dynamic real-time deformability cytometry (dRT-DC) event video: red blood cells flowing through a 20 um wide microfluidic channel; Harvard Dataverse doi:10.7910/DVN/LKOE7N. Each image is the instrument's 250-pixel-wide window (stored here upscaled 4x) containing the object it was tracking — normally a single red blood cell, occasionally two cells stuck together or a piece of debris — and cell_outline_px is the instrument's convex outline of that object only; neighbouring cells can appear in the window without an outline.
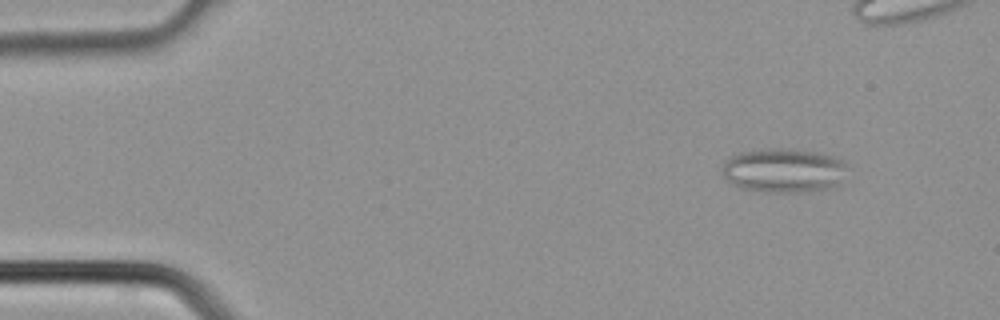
{"species": "common noctule bat (a hibernating species)", "species_latin": "Nyctalus noctula", "temperature_condition": "cold", "stored_images_in_passage": 36, "segment_of_instrument_passage": [1, 2], "camera_frame_rate_fps": 3000, "um_per_image_px": 0.085, "animal": {"sex": "male", "body_mass_g": 21.5, "forearm_length_mm": 52.0}, "frame": {"image": 1, "passage_image": 1, "time_ms": 0.0, "image_size_px": [1000, 320], "cell_outline_px": [[844, 164], [840, 184], [832, 188], [808, 192], [764, 192], [740, 188], [732, 184], [724, 176], [720, 168], [724, 160], [728, 156], [740, 152], [764, 148], [788, 148], [820, 152], [844, 160]], "centroid_in_image_um": [66.55, 14.48], "position_along_channel_um": 18.4, "area_um2": 32.77}}